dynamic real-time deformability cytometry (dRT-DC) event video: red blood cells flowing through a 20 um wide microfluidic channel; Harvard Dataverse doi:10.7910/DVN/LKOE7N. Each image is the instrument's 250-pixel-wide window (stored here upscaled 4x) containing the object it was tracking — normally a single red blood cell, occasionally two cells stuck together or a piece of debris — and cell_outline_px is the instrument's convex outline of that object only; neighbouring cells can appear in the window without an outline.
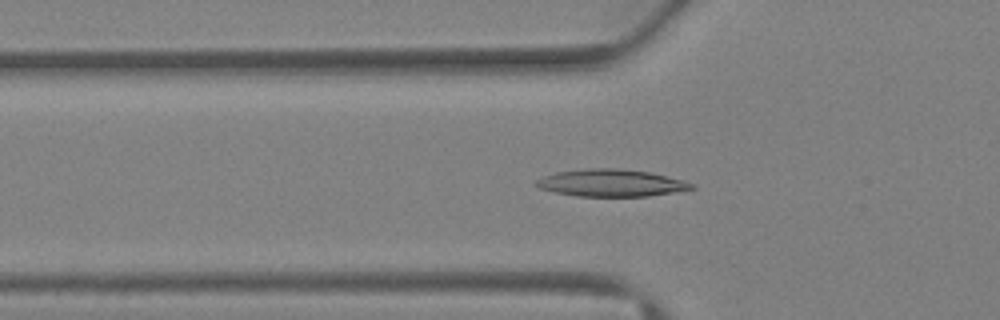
{"species": "Egyptian fruit bat (a non-hibernating species)", "species_latin": "Rousettus aegyptiacus", "temperature_condition": "warm", "stored_images_in_passage": 39, "camera_frame_rate_fps": 3000, "um_per_image_px": 0.085, "animal": {"sex": "female"}, "frame": {"image": 1, "passage_image": 13, "time_ms": 4.0, "image_size_px": [1000, 320], "cell_outline_px": [[696, 188], [648, 196], [576, 196], [556, 192], [540, 188], [532, 184], [540, 176], [556, 172], [584, 168], [620, 168], [648, 172], [684, 180], [696, 184]], "centroid_in_image_um": [51.91, 15.54], "position_along_channel_um": 73.9, "area_um2": 24.74}}
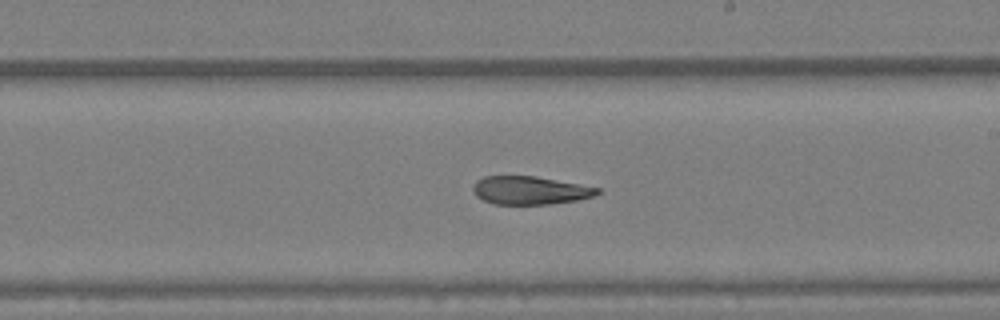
{"frame": {"image": 2, "passage_image": 23, "time_ms": 7.333, "image_size_px": [1000, 320], "cell_outline_px": [[600, 192], [596, 196], [576, 200], [548, 204], [492, 204], [476, 196], [472, 188], [476, 180], [484, 176], [536, 176], [580, 184], [600, 188]], "centroid_in_image_um": [45.05, 16.17], "position_along_channel_um": 244.0, "area_um2": 20.46}}
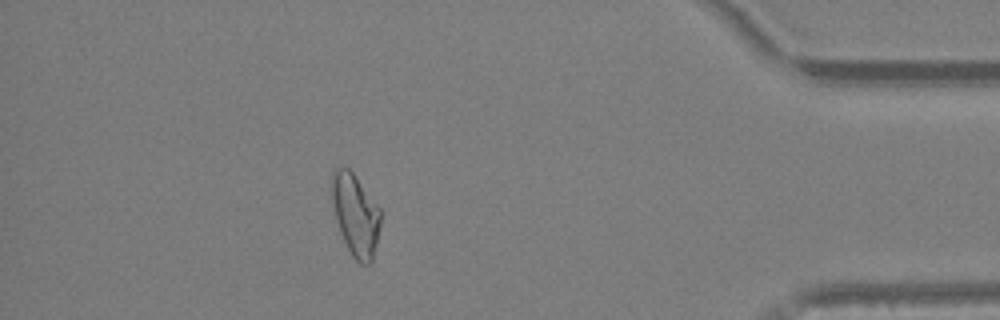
{"frame": {"image": 3, "passage_image": 35, "time_ms": 11.333, "image_size_px": [1000, 320], "cell_outline_px": [[380, 224], [372, 264], [360, 264], [352, 256], [340, 232], [336, 220], [332, 204], [332, 172], [340, 164], [348, 168], [352, 172], [380, 208]], "centroid_in_image_um": [30.21, 18.26], "position_along_channel_um": 405.0, "area_um2": 23.18}}